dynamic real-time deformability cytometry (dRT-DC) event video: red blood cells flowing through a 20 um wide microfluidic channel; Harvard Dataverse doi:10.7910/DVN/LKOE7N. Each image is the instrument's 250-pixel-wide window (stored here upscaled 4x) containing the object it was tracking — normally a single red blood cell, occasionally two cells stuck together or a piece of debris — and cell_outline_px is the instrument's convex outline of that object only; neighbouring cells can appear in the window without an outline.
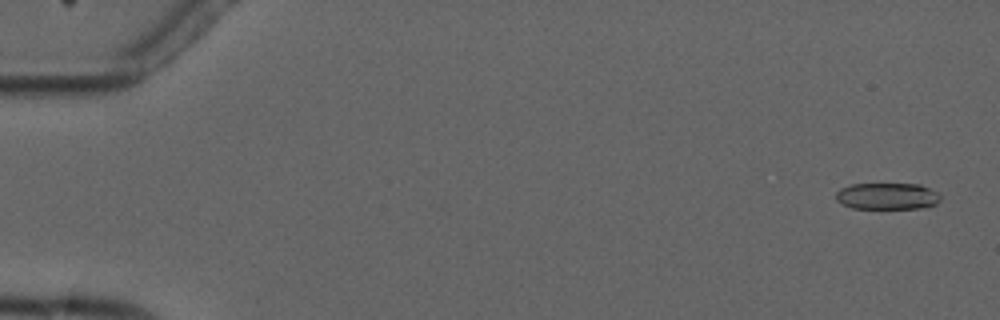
{"species": "common noctule bat (a hibernating species)", "species_latin": "Nyctalus noctula", "temperature_condition": "cold", "stored_images_in_passage": 5, "camera_frame_rate_fps": 3000, "um_per_image_px": 0.085, "animal": {"sex": "male", "forearm_length_mm": 52.5}, "frame": {"image": 1, "passage_image": 1, "time_ms": 0.0, "image_size_px": [1000, 320], "cell_outline_px": [[940, 200], [936, 204], [924, 208], [852, 208], [836, 200], [836, 192], [840, 188], [852, 184], [920, 184], [936, 192], [940, 196]], "centroid_in_image_um": [75.41, 16.67], "position_along_channel_um": 9.6, "area_um2": 16.13}}